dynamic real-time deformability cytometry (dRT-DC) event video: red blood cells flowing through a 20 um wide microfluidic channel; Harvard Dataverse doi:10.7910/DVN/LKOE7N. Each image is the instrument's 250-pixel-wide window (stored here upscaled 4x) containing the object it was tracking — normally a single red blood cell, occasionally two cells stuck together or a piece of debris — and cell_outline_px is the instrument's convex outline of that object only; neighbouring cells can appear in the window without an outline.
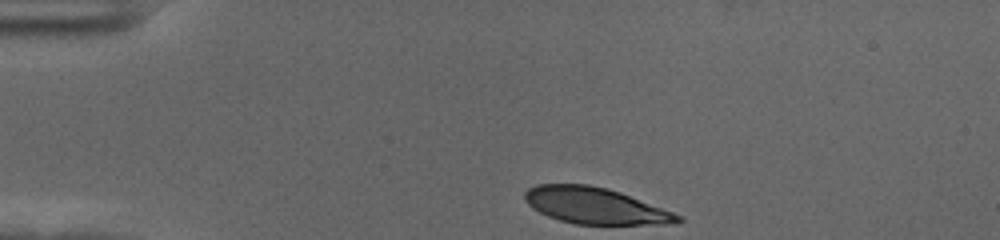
{"species": "human", "species_latin": "Homo sapiens", "temperature_condition": "cold", "stored_images_in_passage": 36, "camera_frame_rate_fps": 3000, "um_per_image_px": 0.085, "donor": {"sex": "female"}, "frame": {"image": 1, "passage_image": 1, "time_ms": 0.0, "image_size_px": [1000, 240], "cell_outline_px": [[684, 220], [664, 224], [576, 224], [560, 220], [548, 216], [532, 208], [524, 200], [524, 192], [528, 188], [536, 184], [588, 184], [608, 188], [620, 192], [684, 216]], "centroid_in_image_um": [50.57, 17.48], "position_along_channel_um": 34.4, "area_um2": 32.31}}
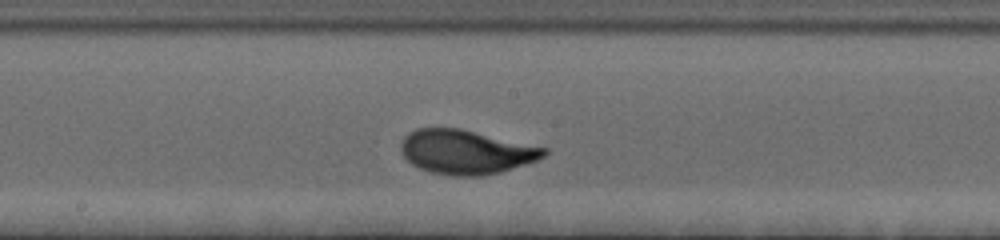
{"frame": {"image": 2, "passage_image": 20, "time_ms": 6.333, "image_size_px": [1000, 240], "cell_outline_px": [[548, 152], [544, 156], [536, 160], [500, 172], [480, 176], [452, 176], [432, 172], [420, 168], [412, 164], [404, 156], [400, 148], [400, 144], [404, 136], [416, 128], [460, 128], [548, 148]], "centroid_in_image_um": [39.6, 12.91], "position_along_channel_um": 208.6, "area_um2": 36.7}}
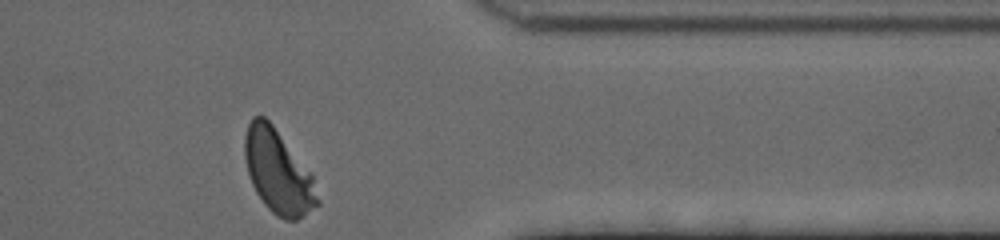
{"frame": {"image": 3, "passage_image": 36, "time_ms": 11.667, "image_size_px": [1000, 240], "cell_outline_px": [[320, 204], [296, 220], [284, 220], [276, 216], [264, 204], [256, 192], [252, 184], [248, 172], [244, 156], [244, 136], [248, 124], [252, 116], [264, 116], [272, 124], [312, 176], [320, 200]], "centroid_in_image_um": [23.61, 14.62], "position_along_channel_um": 387.8, "area_um2": 34.97}, "authors_computed_cell_mechanics": {"area_um2": 35.2291, "velocity_mm_per_s": 3.5884, "shape_relaxation_time_tau1_ms": 2.5954, "shape_relaxation_time_tau2_ms": null, "deformation_change_tau1": 0.1582, "deformation_change_tau2": null}}